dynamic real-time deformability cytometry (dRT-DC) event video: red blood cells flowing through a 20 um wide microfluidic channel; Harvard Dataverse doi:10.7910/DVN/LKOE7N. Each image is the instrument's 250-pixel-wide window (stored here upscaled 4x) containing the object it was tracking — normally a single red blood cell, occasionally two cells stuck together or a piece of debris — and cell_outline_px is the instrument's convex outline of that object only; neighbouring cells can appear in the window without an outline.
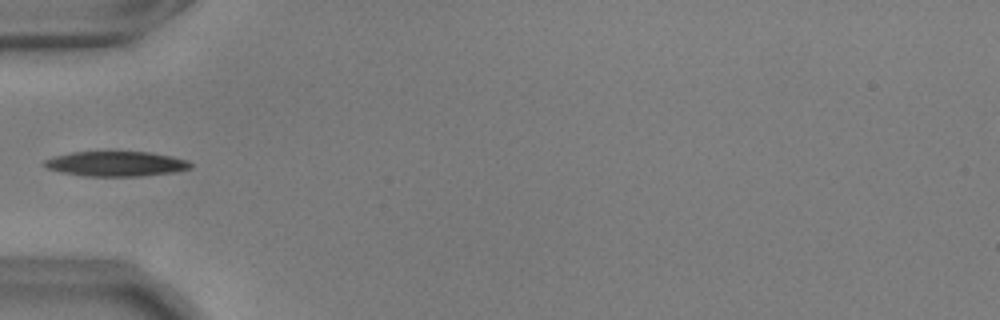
{"species": "common noctule bat (a hibernating species)", "species_latin": "Nyctalus noctula", "temperature_condition": "warm", "stored_images_in_passage": 24, "camera_frame_rate_fps": 3000, "um_per_image_px": 0.085, "animal": {"sex": "male", "body_mass_g": 17.9, "forearm_length_mm": 54.2}, "frame": {"image": 1, "passage_image": 1, "time_ms": 0.0, "image_size_px": [1000, 320], "cell_outline_px": [[192, 168], [172, 172], [140, 176], [84, 176], [60, 172], [48, 168], [44, 164], [44, 160], [56, 156], [72, 152], [148, 152], [172, 156], [188, 160], [192, 164]], "centroid_in_image_um": [9.88, 13.92], "position_along_channel_um": 75.1, "area_um2": 21.1}}
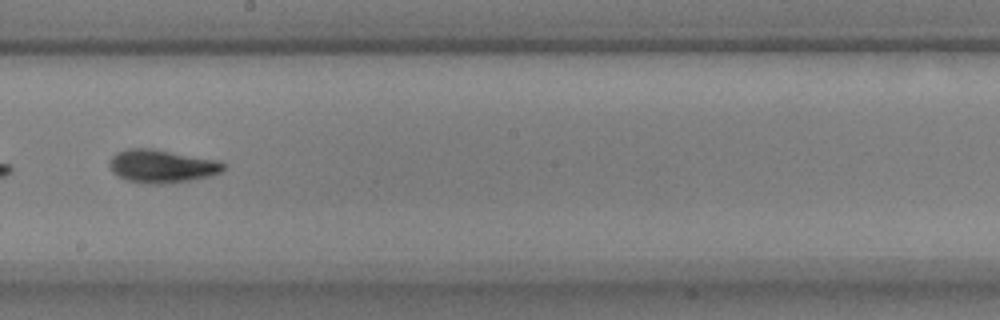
{"frame": {"image": 2, "passage_image": 14, "time_ms": 4.333, "image_size_px": [1000, 320], "cell_outline_px": [[224, 168], [220, 172], [208, 176], [188, 180], [160, 184], [148, 184], [128, 180], [112, 172], [108, 164], [108, 160], [116, 152], [128, 148], [152, 148], [220, 160], [224, 164]], "centroid_in_image_um": [13.72, 14.1], "position_along_channel_um": 234.5, "area_um2": 21.96}}
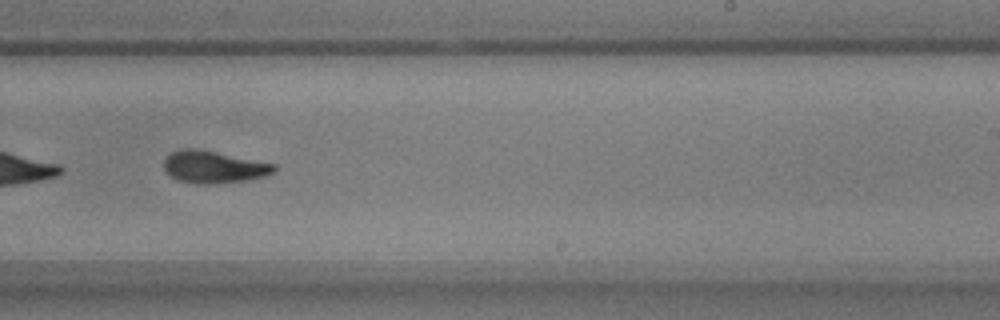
{"frame": {"image": 3, "passage_image": 17, "time_ms": 5.333, "image_size_px": [1000, 320], "cell_outline_px": [[276, 172], [264, 176], [248, 180], [212, 184], [196, 184], [176, 180], [164, 168], [164, 160], [172, 152], [180, 148], [196, 148], [276, 164]], "centroid_in_image_um": [18.17, 14.2], "position_along_channel_um": 270.8, "area_um2": 20.69}}